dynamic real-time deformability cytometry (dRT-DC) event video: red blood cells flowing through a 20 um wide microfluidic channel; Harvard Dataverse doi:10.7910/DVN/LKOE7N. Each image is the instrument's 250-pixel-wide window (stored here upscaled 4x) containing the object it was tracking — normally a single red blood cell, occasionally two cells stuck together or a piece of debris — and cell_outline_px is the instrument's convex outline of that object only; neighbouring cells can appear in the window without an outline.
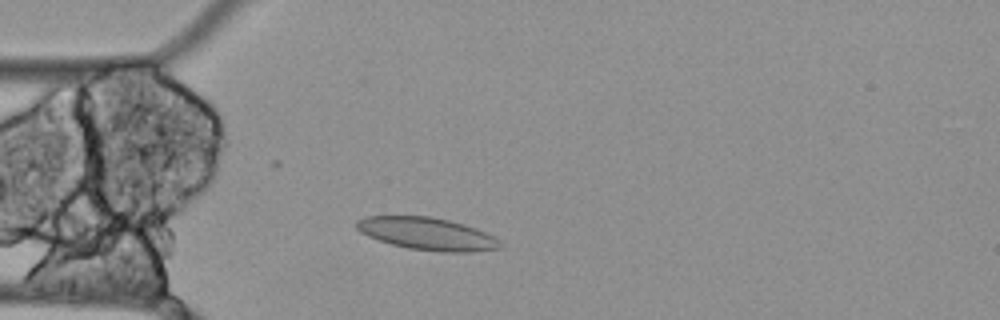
{"species": "Egyptian fruit bat (a non-hibernating species)", "species_latin": "Rousettus aegyptiacus", "temperature_condition": "cold", "stored_images_in_passage": 45, "camera_frame_rate_fps": 3000, "um_per_image_px": 0.085, "animal": {"sex": "female"}, "frame": {"image": 1, "passage_image": 8, "time_ms": 2.333, "image_size_px": [1000, 320], "cell_outline_px": [[504, 248], [472, 252], [444, 252], [408, 248], [392, 244], [368, 236], [360, 232], [356, 228], [356, 220], [368, 216], [428, 216], [448, 220], [464, 224], [476, 228], [500, 240], [504, 244]], "centroid_in_image_um": [36.35, 19.87], "position_along_channel_um": 48.7, "area_um2": 27.17}}
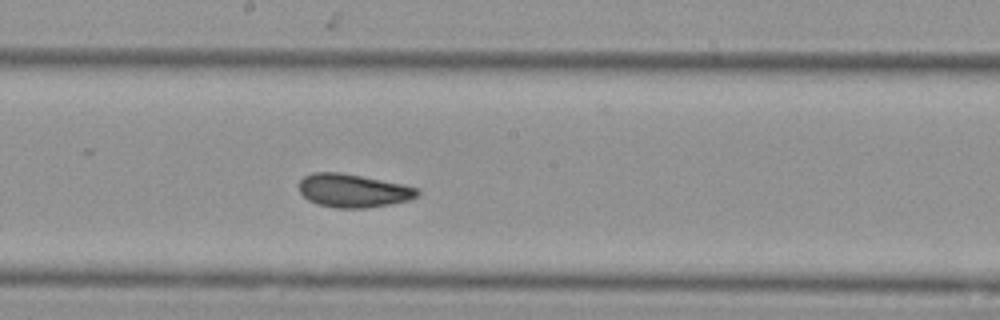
{"frame": {"image": 2, "passage_image": 23, "time_ms": 7.333, "image_size_px": [1000, 320], "cell_outline_px": [[420, 192], [416, 196], [408, 200], [388, 204], [364, 208], [336, 208], [316, 204], [308, 200], [300, 192], [300, 180], [304, 176], [312, 172], [340, 172], [404, 184], [420, 188]], "centroid_in_image_um": [30.01, 16.2], "position_along_channel_um": 218.2, "area_um2": 23.0}}
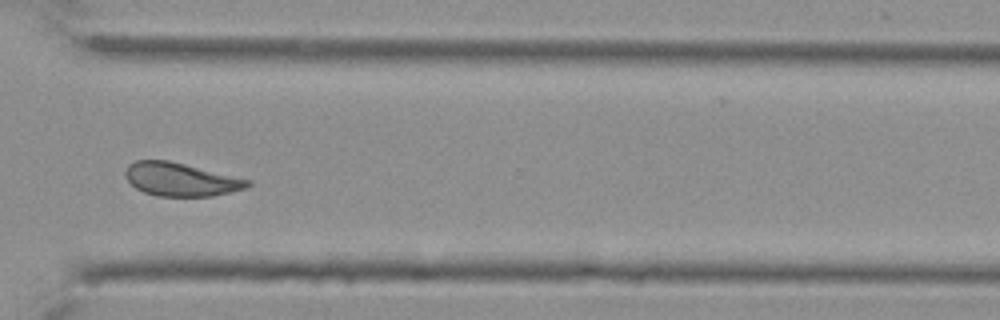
{"frame": {"image": 3, "passage_image": 35, "time_ms": 11.333, "image_size_px": [1000, 320], "cell_outline_px": [[252, 184], [248, 188], [212, 196], [156, 196], [144, 192], [136, 188], [124, 176], [124, 172], [128, 164], [136, 160], [168, 160], [252, 180]], "centroid_in_image_um": [15.37, 15.25], "position_along_channel_um": 355.2, "area_um2": 23.81}, "authors_computed_cell_mechanics": {"area_um2": 24.1604, "velocity_mm_per_s": 3.4203, "shape_relaxation_time_tau1_ms": null, "shape_relaxation_time_tau2_ms": 3.1428, "deformation_change_tau1": null, "deformation_change_tau2": 0.0784}}